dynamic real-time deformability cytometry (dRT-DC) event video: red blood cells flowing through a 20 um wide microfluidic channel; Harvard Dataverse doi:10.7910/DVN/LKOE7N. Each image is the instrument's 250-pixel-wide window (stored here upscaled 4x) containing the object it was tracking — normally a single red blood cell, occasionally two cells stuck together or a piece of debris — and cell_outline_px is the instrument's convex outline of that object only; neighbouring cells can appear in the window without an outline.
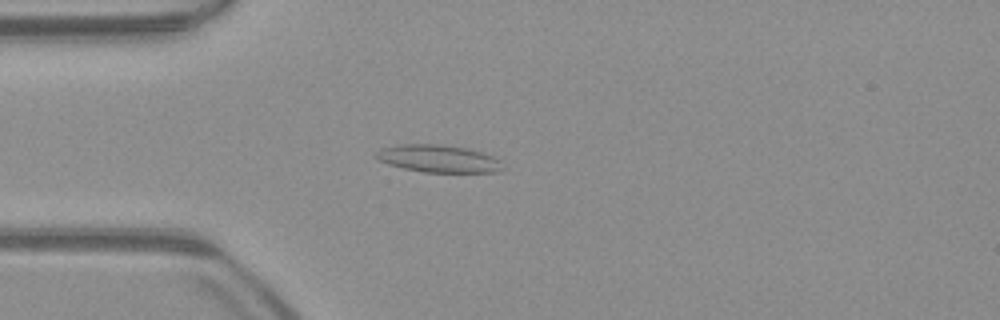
{"species": "common noctule bat (a hibernating species)", "species_latin": "Nyctalus noctula", "temperature_condition": "warm", "stored_images_in_passage": 51, "camera_frame_rate_fps": 3000, "um_per_image_px": 0.085, "animal": {"sex": "male", "body_mass_g": 23.1, "forearm_length_mm": 52.7}, "frame": {"image": 1, "passage_image": 13, "time_ms": 4.0, "image_size_px": [1000, 320], "cell_outline_px": [[500, 168], [496, 172], [424, 172], [404, 168], [388, 164], [380, 160], [376, 156], [376, 152], [384, 148], [400, 144], [440, 144], [468, 148], [492, 156], [500, 160]], "centroid_in_image_um": [37.25, 13.48], "position_along_channel_um": 47.7, "area_um2": 19.88}}
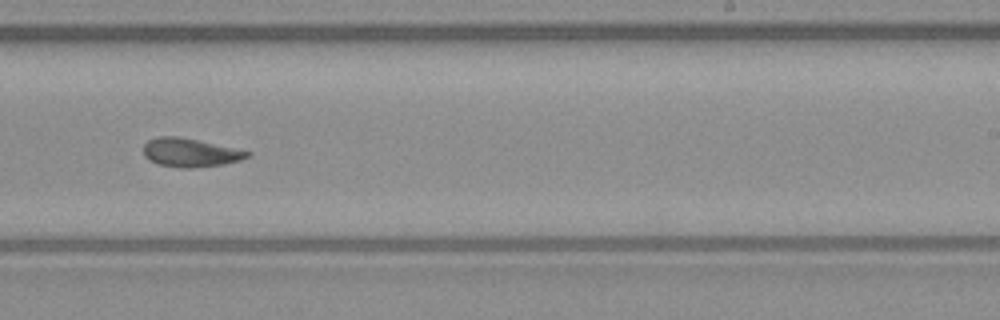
{"frame": {"image": 2, "passage_image": 31, "time_ms": 10.0, "image_size_px": [1000, 320], "cell_outline_px": [[252, 156], [240, 160], [224, 164], [192, 168], [180, 168], [156, 164], [148, 160], [144, 156], [144, 144], [148, 140], [160, 136], [176, 136], [196, 140], [252, 152]], "centroid_in_image_um": [16.15, 12.98], "position_along_channel_um": 272.9, "area_um2": 17.28}}
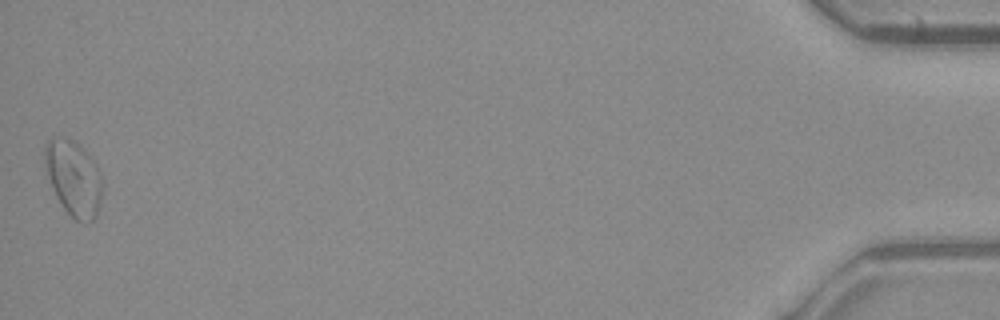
{"frame": {"image": 3, "passage_image": 51, "time_ms": 16.667, "image_size_px": [1000, 320], "cell_outline_px": [[104, 184], [96, 216], [92, 220], [72, 220], [56, 196], [44, 168], [44, 144], [52, 136], [64, 136], [80, 144], [96, 164]], "centroid_in_image_um": [6.23, 15.09], "position_along_channel_um": 429.0, "area_um2": 25.55}, "authors_computed_cell_mechanics": {"area_um2": 18.3804, "velocity_mm_per_s": 3.9273, "shape_relaxation_time_tau1_ms": null, "shape_relaxation_time_tau2_ms": 5.3271, "deformation_change_tau1": null, "deformation_change_tau2": 0.1411}}